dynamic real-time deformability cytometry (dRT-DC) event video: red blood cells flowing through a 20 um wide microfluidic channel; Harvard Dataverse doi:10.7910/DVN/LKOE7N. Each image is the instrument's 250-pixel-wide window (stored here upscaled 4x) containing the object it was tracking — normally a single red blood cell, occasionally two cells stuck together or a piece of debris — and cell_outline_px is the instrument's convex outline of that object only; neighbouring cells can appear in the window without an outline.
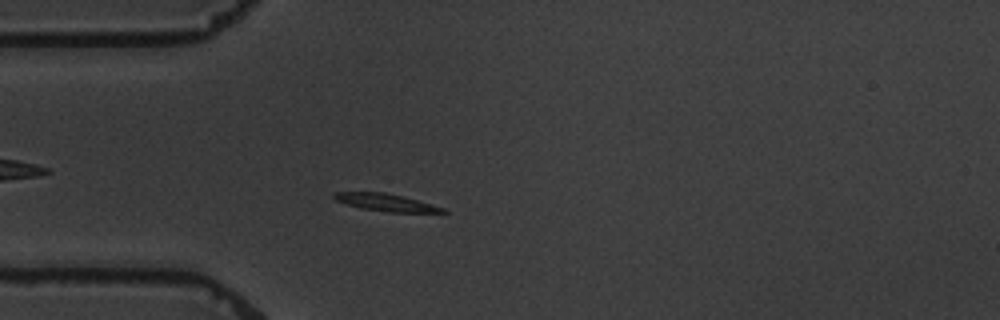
{"species": "common noctule bat (a hibernating species)", "species_latin": "Nyctalus noctula", "temperature_condition": "warm", "stored_images_in_passage": 5, "camera_frame_rate_fps": 3000, "um_per_image_px": 0.085, "animal": {"sex": "male", "body_mass_g": 19.5, "forearm_length_mm": 54.6}, "frame": {"image": 1, "passage_image": 5, "time_ms": 4.667, "image_size_px": [1000, 320], "cell_outline_px": [[448, 212], [388, 212], [360, 208], [344, 204], [336, 200], [332, 196], [336, 192], [384, 192], [404, 196], [444, 208]], "centroid_in_image_um": [32.76, 17.2], "position_along_channel_um": 52.2, "area_um2": 10.92}}